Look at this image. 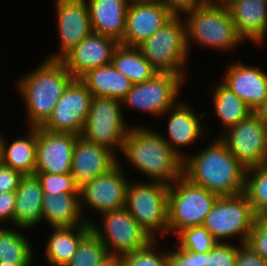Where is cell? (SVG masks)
<instances>
[{"instance_id": "obj_3", "label": "cell", "mask_w": 267, "mask_h": 266, "mask_svg": "<svg viewBox=\"0 0 267 266\" xmlns=\"http://www.w3.org/2000/svg\"><path fill=\"white\" fill-rule=\"evenodd\" d=\"M15 89L22 97L27 127H41L51 116L65 88L74 79L60 60L43 61L19 76Z\"/></svg>"}, {"instance_id": "obj_26", "label": "cell", "mask_w": 267, "mask_h": 266, "mask_svg": "<svg viewBox=\"0 0 267 266\" xmlns=\"http://www.w3.org/2000/svg\"><path fill=\"white\" fill-rule=\"evenodd\" d=\"M25 136L8 141L0 132V161L22 175L35 173L37 127H28Z\"/></svg>"}, {"instance_id": "obj_17", "label": "cell", "mask_w": 267, "mask_h": 266, "mask_svg": "<svg viewBox=\"0 0 267 266\" xmlns=\"http://www.w3.org/2000/svg\"><path fill=\"white\" fill-rule=\"evenodd\" d=\"M174 15L161 0H131L126 13L124 37L119 44L137 47Z\"/></svg>"}, {"instance_id": "obj_1", "label": "cell", "mask_w": 267, "mask_h": 266, "mask_svg": "<svg viewBox=\"0 0 267 266\" xmlns=\"http://www.w3.org/2000/svg\"><path fill=\"white\" fill-rule=\"evenodd\" d=\"M198 152L184 159L183 175L187 179L219 197L244 193L246 169L219 137Z\"/></svg>"}, {"instance_id": "obj_41", "label": "cell", "mask_w": 267, "mask_h": 266, "mask_svg": "<svg viewBox=\"0 0 267 266\" xmlns=\"http://www.w3.org/2000/svg\"><path fill=\"white\" fill-rule=\"evenodd\" d=\"M22 174L0 161V193L16 191Z\"/></svg>"}, {"instance_id": "obj_13", "label": "cell", "mask_w": 267, "mask_h": 266, "mask_svg": "<svg viewBox=\"0 0 267 266\" xmlns=\"http://www.w3.org/2000/svg\"><path fill=\"white\" fill-rule=\"evenodd\" d=\"M122 164L121 157H118V163L107 173L92 179L79 188L81 212L87 223L92 222V219H86L88 217L85 216L88 209L94 211L96 216L125 207L130 180L127 179L128 175L125 174Z\"/></svg>"}, {"instance_id": "obj_5", "label": "cell", "mask_w": 267, "mask_h": 266, "mask_svg": "<svg viewBox=\"0 0 267 266\" xmlns=\"http://www.w3.org/2000/svg\"><path fill=\"white\" fill-rule=\"evenodd\" d=\"M137 47L158 73L177 74L186 80L190 54L187 48L186 26L182 15H174L157 32Z\"/></svg>"}, {"instance_id": "obj_16", "label": "cell", "mask_w": 267, "mask_h": 266, "mask_svg": "<svg viewBox=\"0 0 267 266\" xmlns=\"http://www.w3.org/2000/svg\"><path fill=\"white\" fill-rule=\"evenodd\" d=\"M54 6L59 50L47 55L45 59L48 60H60L93 32L85 0H55Z\"/></svg>"}, {"instance_id": "obj_11", "label": "cell", "mask_w": 267, "mask_h": 266, "mask_svg": "<svg viewBox=\"0 0 267 266\" xmlns=\"http://www.w3.org/2000/svg\"><path fill=\"white\" fill-rule=\"evenodd\" d=\"M185 80L171 73H156L150 80L133 84L122 100V107L160 118L180 99Z\"/></svg>"}, {"instance_id": "obj_43", "label": "cell", "mask_w": 267, "mask_h": 266, "mask_svg": "<svg viewBox=\"0 0 267 266\" xmlns=\"http://www.w3.org/2000/svg\"><path fill=\"white\" fill-rule=\"evenodd\" d=\"M175 15H182L188 10L204 4L202 0H161Z\"/></svg>"}, {"instance_id": "obj_47", "label": "cell", "mask_w": 267, "mask_h": 266, "mask_svg": "<svg viewBox=\"0 0 267 266\" xmlns=\"http://www.w3.org/2000/svg\"><path fill=\"white\" fill-rule=\"evenodd\" d=\"M204 3H224L226 0H202Z\"/></svg>"}, {"instance_id": "obj_12", "label": "cell", "mask_w": 267, "mask_h": 266, "mask_svg": "<svg viewBox=\"0 0 267 266\" xmlns=\"http://www.w3.org/2000/svg\"><path fill=\"white\" fill-rule=\"evenodd\" d=\"M219 138L246 170L267 163V123L258 112L251 113Z\"/></svg>"}, {"instance_id": "obj_35", "label": "cell", "mask_w": 267, "mask_h": 266, "mask_svg": "<svg viewBox=\"0 0 267 266\" xmlns=\"http://www.w3.org/2000/svg\"><path fill=\"white\" fill-rule=\"evenodd\" d=\"M158 241L154 240L144 249L121 255L124 266H168L167 250L157 247ZM159 248V250H158ZM164 251V252H163Z\"/></svg>"}, {"instance_id": "obj_29", "label": "cell", "mask_w": 267, "mask_h": 266, "mask_svg": "<svg viewBox=\"0 0 267 266\" xmlns=\"http://www.w3.org/2000/svg\"><path fill=\"white\" fill-rule=\"evenodd\" d=\"M214 85L211 86L209 92L212 93L214 115L222 126L221 130L219 129L220 132L216 135V137H219L223 132L247 118L253 111L221 81Z\"/></svg>"}, {"instance_id": "obj_2", "label": "cell", "mask_w": 267, "mask_h": 266, "mask_svg": "<svg viewBox=\"0 0 267 266\" xmlns=\"http://www.w3.org/2000/svg\"><path fill=\"white\" fill-rule=\"evenodd\" d=\"M119 154L150 181L171 185L183 175L184 160L171 149L161 132L147 125L131 126Z\"/></svg>"}, {"instance_id": "obj_37", "label": "cell", "mask_w": 267, "mask_h": 266, "mask_svg": "<svg viewBox=\"0 0 267 266\" xmlns=\"http://www.w3.org/2000/svg\"><path fill=\"white\" fill-rule=\"evenodd\" d=\"M218 243L205 253V266H235L238 249L242 244Z\"/></svg>"}, {"instance_id": "obj_7", "label": "cell", "mask_w": 267, "mask_h": 266, "mask_svg": "<svg viewBox=\"0 0 267 266\" xmlns=\"http://www.w3.org/2000/svg\"><path fill=\"white\" fill-rule=\"evenodd\" d=\"M218 195L182 175L168 190V236L189 227L202 226Z\"/></svg>"}, {"instance_id": "obj_19", "label": "cell", "mask_w": 267, "mask_h": 266, "mask_svg": "<svg viewBox=\"0 0 267 266\" xmlns=\"http://www.w3.org/2000/svg\"><path fill=\"white\" fill-rule=\"evenodd\" d=\"M79 136L52 133L37 127L35 172L71 173L75 142Z\"/></svg>"}, {"instance_id": "obj_30", "label": "cell", "mask_w": 267, "mask_h": 266, "mask_svg": "<svg viewBox=\"0 0 267 266\" xmlns=\"http://www.w3.org/2000/svg\"><path fill=\"white\" fill-rule=\"evenodd\" d=\"M111 65L133 84L146 82L158 73L135 46L119 44L114 50Z\"/></svg>"}, {"instance_id": "obj_24", "label": "cell", "mask_w": 267, "mask_h": 266, "mask_svg": "<svg viewBox=\"0 0 267 266\" xmlns=\"http://www.w3.org/2000/svg\"><path fill=\"white\" fill-rule=\"evenodd\" d=\"M93 32L120 43L124 37L126 13L131 0H85Z\"/></svg>"}, {"instance_id": "obj_8", "label": "cell", "mask_w": 267, "mask_h": 266, "mask_svg": "<svg viewBox=\"0 0 267 266\" xmlns=\"http://www.w3.org/2000/svg\"><path fill=\"white\" fill-rule=\"evenodd\" d=\"M124 111L121 100L93 96L80 136L88 142L110 149L120 157L124 138L131 126H136L128 125Z\"/></svg>"}, {"instance_id": "obj_36", "label": "cell", "mask_w": 267, "mask_h": 266, "mask_svg": "<svg viewBox=\"0 0 267 266\" xmlns=\"http://www.w3.org/2000/svg\"><path fill=\"white\" fill-rule=\"evenodd\" d=\"M38 177L43 193H79V186L71 173L50 174L46 172H35Z\"/></svg>"}, {"instance_id": "obj_18", "label": "cell", "mask_w": 267, "mask_h": 266, "mask_svg": "<svg viewBox=\"0 0 267 266\" xmlns=\"http://www.w3.org/2000/svg\"><path fill=\"white\" fill-rule=\"evenodd\" d=\"M219 79L253 111L259 112L267 99V72L261 66L247 65L240 60L227 63Z\"/></svg>"}, {"instance_id": "obj_31", "label": "cell", "mask_w": 267, "mask_h": 266, "mask_svg": "<svg viewBox=\"0 0 267 266\" xmlns=\"http://www.w3.org/2000/svg\"><path fill=\"white\" fill-rule=\"evenodd\" d=\"M22 230L13 226H0V262L33 265L35 250Z\"/></svg>"}, {"instance_id": "obj_4", "label": "cell", "mask_w": 267, "mask_h": 266, "mask_svg": "<svg viewBox=\"0 0 267 266\" xmlns=\"http://www.w3.org/2000/svg\"><path fill=\"white\" fill-rule=\"evenodd\" d=\"M182 16L185 17L189 54L195 43L222 53L233 52L244 43L238 36L229 9L224 3H204L184 12Z\"/></svg>"}, {"instance_id": "obj_38", "label": "cell", "mask_w": 267, "mask_h": 266, "mask_svg": "<svg viewBox=\"0 0 267 266\" xmlns=\"http://www.w3.org/2000/svg\"><path fill=\"white\" fill-rule=\"evenodd\" d=\"M174 246L167 250L168 266H205V253L192 252L178 244Z\"/></svg>"}, {"instance_id": "obj_33", "label": "cell", "mask_w": 267, "mask_h": 266, "mask_svg": "<svg viewBox=\"0 0 267 266\" xmlns=\"http://www.w3.org/2000/svg\"><path fill=\"white\" fill-rule=\"evenodd\" d=\"M109 256L102 241L90 231L80 241L75 255L66 266H100Z\"/></svg>"}, {"instance_id": "obj_27", "label": "cell", "mask_w": 267, "mask_h": 266, "mask_svg": "<svg viewBox=\"0 0 267 266\" xmlns=\"http://www.w3.org/2000/svg\"><path fill=\"white\" fill-rule=\"evenodd\" d=\"M44 255L49 266H66L75 255L80 241L91 231L90 224L74 227H51Z\"/></svg>"}, {"instance_id": "obj_10", "label": "cell", "mask_w": 267, "mask_h": 266, "mask_svg": "<svg viewBox=\"0 0 267 266\" xmlns=\"http://www.w3.org/2000/svg\"><path fill=\"white\" fill-rule=\"evenodd\" d=\"M98 217L100 224L92 221L91 231L102 241L110 256L144 249L154 241L125 207L104 212Z\"/></svg>"}, {"instance_id": "obj_23", "label": "cell", "mask_w": 267, "mask_h": 266, "mask_svg": "<svg viewBox=\"0 0 267 266\" xmlns=\"http://www.w3.org/2000/svg\"><path fill=\"white\" fill-rule=\"evenodd\" d=\"M15 194L14 227L24 232L40 227L44 193L36 174L23 175Z\"/></svg>"}, {"instance_id": "obj_42", "label": "cell", "mask_w": 267, "mask_h": 266, "mask_svg": "<svg viewBox=\"0 0 267 266\" xmlns=\"http://www.w3.org/2000/svg\"><path fill=\"white\" fill-rule=\"evenodd\" d=\"M265 263L266 260L246 244H242L239 247L235 266H265Z\"/></svg>"}, {"instance_id": "obj_20", "label": "cell", "mask_w": 267, "mask_h": 266, "mask_svg": "<svg viewBox=\"0 0 267 266\" xmlns=\"http://www.w3.org/2000/svg\"><path fill=\"white\" fill-rule=\"evenodd\" d=\"M118 45L113 38L92 32L60 61L74 78H80L90 69L111 64L114 50Z\"/></svg>"}, {"instance_id": "obj_45", "label": "cell", "mask_w": 267, "mask_h": 266, "mask_svg": "<svg viewBox=\"0 0 267 266\" xmlns=\"http://www.w3.org/2000/svg\"><path fill=\"white\" fill-rule=\"evenodd\" d=\"M263 120L267 123V99H266V102H265V105L261 108V110L258 112Z\"/></svg>"}, {"instance_id": "obj_44", "label": "cell", "mask_w": 267, "mask_h": 266, "mask_svg": "<svg viewBox=\"0 0 267 266\" xmlns=\"http://www.w3.org/2000/svg\"><path fill=\"white\" fill-rule=\"evenodd\" d=\"M100 266H124L121 256H109Z\"/></svg>"}, {"instance_id": "obj_6", "label": "cell", "mask_w": 267, "mask_h": 266, "mask_svg": "<svg viewBox=\"0 0 267 266\" xmlns=\"http://www.w3.org/2000/svg\"><path fill=\"white\" fill-rule=\"evenodd\" d=\"M169 185L157 181L130 180L125 208L154 239L168 237ZM159 236V238H158Z\"/></svg>"}, {"instance_id": "obj_46", "label": "cell", "mask_w": 267, "mask_h": 266, "mask_svg": "<svg viewBox=\"0 0 267 266\" xmlns=\"http://www.w3.org/2000/svg\"><path fill=\"white\" fill-rule=\"evenodd\" d=\"M0 266H32V265H15L13 263H9V262H0Z\"/></svg>"}, {"instance_id": "obj_34", "label": "cell", "mask_w": 267, "mask_h": 266, "mask_svg": "<svg viewBox=\"0 0 267 266\" xmlns=\"http://www.w3.org/2000/svg\"><path fill=\"white\" fill-rule=\"evenodd\" d=\"M175 237L181 248L197 253H207L218 244L203 225L183 229Z\"/></svg>"}, {"instance_id": "obj_28", "label": "cell", "mask_w": 267, "mask_h": 266, "mask_svg": "<svg viewBox=\"0 0 267 266\" xmlns=\"http://www.w3.org/2000/svg\"><path fill=\"white\" fill-rule=\"evenodd\" d=\"M96 97L123 100L133 83L111 64L88 70L79 78Z\"/></svg>"}, {"instance_id": "obj_40", "label": "cell", "mask_w": 267, "mask_h": 266, "mask_svg": "<svg viewBox=\"0 0 267 266\" xmlns=\"http://www.w3.org/2000/svg\"><path fill=\"white\" fill-rule=\"evenodd\" d=\"M15 206V191L0 193V226L5 223L4 226H10L7 225V223H10L14 227Z\"/></svg>"}, {"instance_id": "obj_15", "label": "cell", "mask_w": 267, "mask_h": 266, "mask_svg": "<svg viewBox=\"0 0 267 266\" xmlns=\"http://www.w3.org/2000/svg\"><path fill=\"white\" fill-rule=\"evenodd\" d=\"M196 112L192 104L180 99L162 115L163 117L161 116V118L168 117L165 119L167 120V136L162 133L161 135L171 149L183 160L189 155L184 150L186 147H190V145L204 140L208 136V128L204 127L205 124L202 123V119L208 114Z\"/></svg>"}, {"instance_id": "obj_21", "label": "cell", "mask_w": 267, "mask_h": 266, "mask_svg": "<svg viewBox=\"0 0 267 266\" xmlns=\"http://www.w3.org/2000/svg\"><path fill=\"white\" fill-rule=\"evenodd\" d=\"M118 163V156L110 149L84 140L75 142L71 174L79 187L107 173Z\"/></svg>"}, {"instance_id": "obj_9", "label": "cell", "mask_w": 267, "mask_h": 266, "mask_svg": "<svg viewBox=\"0 0 267 266\" xmlns=\"http://www.w3.org/2000/svg\"><path fill=\"white\" fill-rule=\"evenodd\" d=\"M256 219L254 210L243 193L218 197L203 226L218 243H229V240L238 238L239 244H246Z\"/></svg>"}, {"instance_id": "obj_14", "label": "cell", "mask_w": 267, "mask_h": 266, "mask_svg": "<svg viewBox=\"0 0 267 266\" xmlns=\"http://www.w3.org/2000/svg\"><path fill=\"white\" fill-rule=\"evenodd\" d=\"M92 97L86 85L79 78H74L41 128L52 133L80 136L88 117Z\"/></svg>"}, {"instance_id": "obj_39", "label": "cell", "mask_w": 267, "mask_h": 266, "mask_svg": "<svg viewBox=\"0 0 267 266\" xmlns=\"http://www.w3.org/2000/svg\"><path fill=\"white\" fill-rule=\"evenodd\" d=\"M246 245L267 261V221L256 219Z\"/></svg>"}, {"instance_id": "obj_22", "label": "cell", "mask_w": 267, "mask_h": 266, "mask_svg": "<svg viewBox=\"0 0 267 266\" xmlns=\"http://www.w3.org/2000/svg\"><path fill=\"white\" fill-rule=\"evenodd\" d=\"M224 4L243 42L264 46L267 39V0H226Z\"/></svg>"}, {"instance_id": "obj_25", "label": "cell", "mask_w": 267, "mask_h": 266, "mask_svg": "<svg viewBox=\"0 0 267 266\" xmlns=\"http://www.w3.org/2000/svg\"><path fill=\"white\" fill-rule=\"evenodd\" d=\"M41 220L50 227L89 224L81 212L79 193H44Z\"/></svg>"}, {"instance_id": "obj_32", "label": "cell", "mask_w": 267, "mask_h": 266, "mask_svg": "<svg viewBox=\"0 0 267 266\" xmlns=\"http://www.w3.org/2000/svg\"><path fill=\"white\" fill-rule=\"evenodd\" d=\"M244 194L256 218H264L267 215V163L246 170Z\"/></svg>"}]
</instances>
